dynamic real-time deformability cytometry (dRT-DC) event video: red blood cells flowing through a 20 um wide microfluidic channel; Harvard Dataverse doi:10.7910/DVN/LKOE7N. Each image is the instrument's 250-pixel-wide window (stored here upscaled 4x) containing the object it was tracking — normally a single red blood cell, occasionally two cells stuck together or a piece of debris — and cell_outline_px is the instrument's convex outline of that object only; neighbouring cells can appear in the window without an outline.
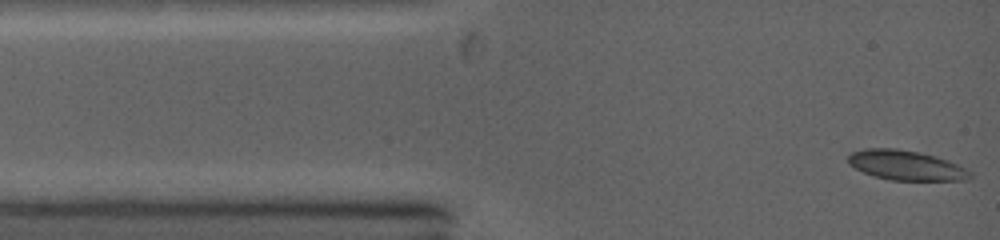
{"species": "common noctule bat (a hibernating species)", "species_latin": "Nyctalus noctula", "temperature_condition": "warm", "stored_images_in_passage": 59, "camera_frame_rate_fps": 5000, "um_per_image_px": 0.085, "animal": {"sex": "female", "body_mass_g": 19.0, "forearm_length_mm": 53.3}, "frame": {"image": 1, "passage_image": 1, "time_ms": 0.0, "image_size_px": [1000, 240], "cell_outline_px": [[972, 176], [968, 180], [892, 180], [876, 176], [864, 172], [848, 164], [848, 156], [852, 152], [864, 148], [896, 148], [920, 152], [936, 156], [948, 160], [972, 172]], "centroid_in_image_um": [77.02, 14.04], "position_along_channel_um": 8.0, "area_um2": 21.1}}
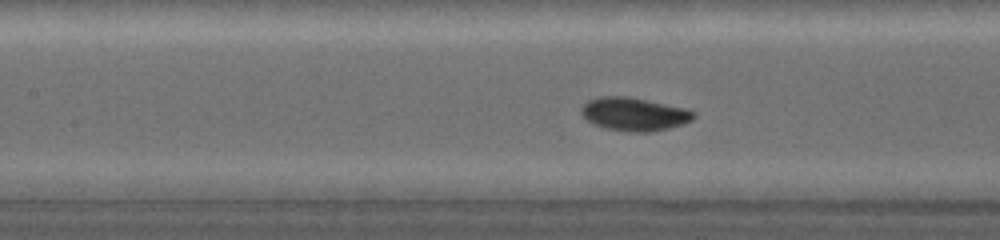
{"frame": {"image": 2, "passage_image": 24, "time_ms": 4.6, "image_size_px": [1000, 240], "cell_outline_px": [[696, 116], [692, 120], [668, 128], [648, 132], [632, 132], [608, 128], [592, 124], [580, 112], [580, 108], [588, 100], [604, 96], [624, 96], [684, 108], [696, 112]], "centroid_in_image_um": [53.88, 9.7], "position_along_channel_um": 153.5, "area_um2": 21.33}}
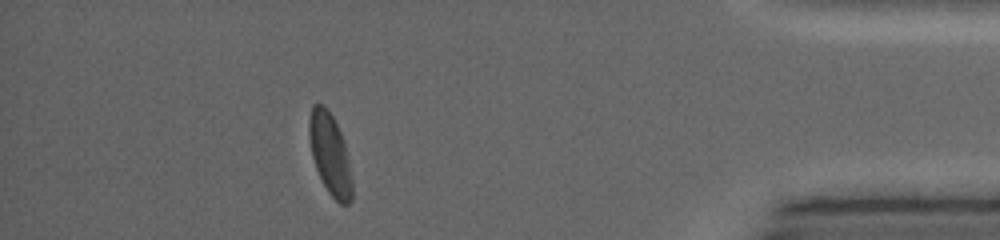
{"frame": {"image": 3, "passage_image": 59, "time_ms": 11.6, "image_size_px": [1000, 240], "cell_outline_px": [[352, 200], [348, 204], [340, 204], [328, 192], [316, 168], [312, 156], [308, 136], [308, 120], [312, 104], [324, 104], [328, 108], [340, 132], [344, 144], [352, 180]], "centroid_in_image_um": [28.02, 13.07], "position_along_channel_um": 407.2, "area_um2": 20.23}, "authors_computed_cell_mechanics": {"area_um2": 20.8658, "velocity_mm_per_s": 4.3402, "shape_relaxation_time_tau1_ms": 3.6248, "shape_relaxation_time_tau2_ms": null, "deformation_change_tau1": 0.1477, "deformation_change_tau2": null}}